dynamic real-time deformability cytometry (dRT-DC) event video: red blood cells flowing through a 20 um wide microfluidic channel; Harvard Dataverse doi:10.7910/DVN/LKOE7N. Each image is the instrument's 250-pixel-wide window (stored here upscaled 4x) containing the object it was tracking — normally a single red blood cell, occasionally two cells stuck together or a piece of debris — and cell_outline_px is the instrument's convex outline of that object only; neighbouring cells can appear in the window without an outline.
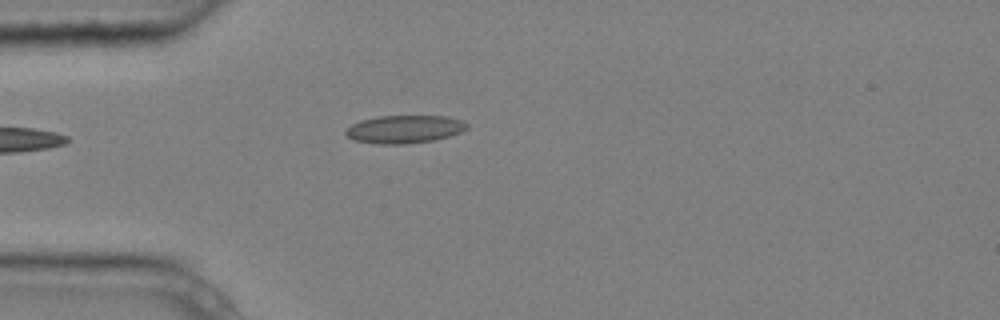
{"species": "common noctule bat (a hibernating species)", "species_latin": "Nyctalus noctula", "temperature_condition": "cold", "stored_images_in_passage": 5, "camera_frame_rate_fps": 3000, "um_per_image_px": 0.085, "animal": {"sex": "male", "body_mass_g": 20.4}, "frame": {"image": 1, "passage_image": 5, "time_ms": 1.333, "image_size_px": [1000, 320], "cell_outline_px": [[468, 128], [460, 132], [448, 136], [432, 140], [404, 144], [380, 144], [356, 140], [348, 136], [344, 132], [352, 124], [360, 120], [376, 116], [448, 116], [460, 120], [468, 124]], "centroid_in_image_um": [34.38, 10.97], "position_along_channel_um": 50.6, "area_um2": 19.54}}